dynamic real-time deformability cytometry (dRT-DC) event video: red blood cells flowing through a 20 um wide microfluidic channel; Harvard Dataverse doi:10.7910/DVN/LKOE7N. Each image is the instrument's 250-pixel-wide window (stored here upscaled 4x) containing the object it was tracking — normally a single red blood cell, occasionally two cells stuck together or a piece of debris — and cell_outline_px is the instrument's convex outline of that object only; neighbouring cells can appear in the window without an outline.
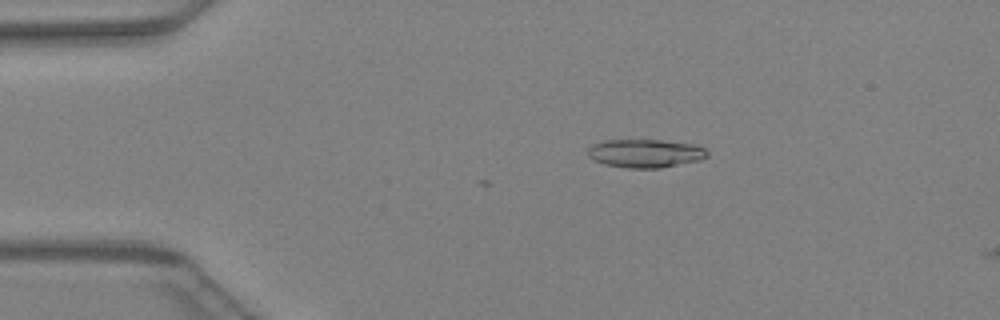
{"species": "Egyptian fruit bat (a non-hibernating species)", "species_latin": "Rousettus aegyptiacus", "temperature_condition": "warm", "stored_images_in_passage": 4, "camera_frame_rate_fps": 3000, "um_per_image_px": 0.085, "animal": {"sex": "female"}, "frame": {"image": 1, "passage_image": 2, "time_ms": 0.333, "image_size_px": [1000, 320], "cell_outline_px": [[708, 156], [700, 160], [660, 168], [628, 168], [604, 164], [592, 160], [588, 156], [588, 148], [592, 144], [604, 140], [660, 140], [692, 144], [704, 148], [708, 152]], "centroid_in_image_um": [54.82, 13.04], "position_along_channel_um": 30.2, "area_um2": 19.77}}